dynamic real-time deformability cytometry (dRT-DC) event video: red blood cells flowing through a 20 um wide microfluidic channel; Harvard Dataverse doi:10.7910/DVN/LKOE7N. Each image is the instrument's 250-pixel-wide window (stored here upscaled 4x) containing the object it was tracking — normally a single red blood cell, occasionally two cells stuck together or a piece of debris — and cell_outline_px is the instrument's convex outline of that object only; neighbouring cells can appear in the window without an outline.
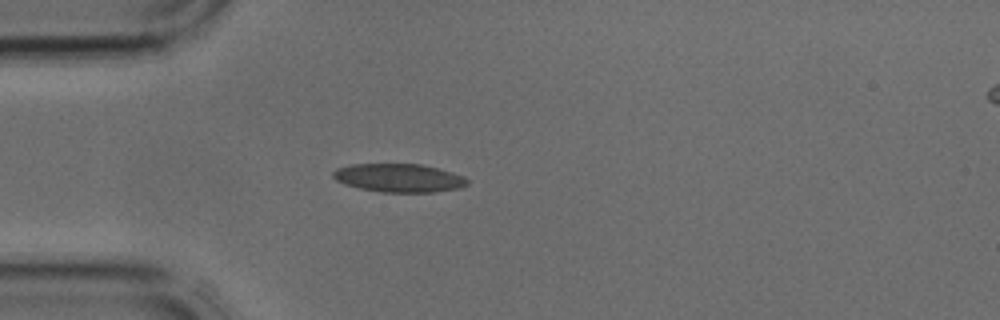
{"species": "common noctule bat (a hibernating species)", "species_latin": "Nyctalus noctula", "temperature_condition": "cold", "stored_images_in_passage": 1, "camera_frame_rate_fps": 3000, "um_per_image_px": 0.085, "animal": {"sex": "male", "body_mass_g": 17.9, "forearm_length_mm": 54.2}, "frame": {"image": 1, "passage_image": 1, "time_ms": 0.0, "image_size_px": [1000, 320], "cell_outline_px": [[468, 184], [460, 188], [436, 192], [380, 192], [360, 188], [344, 184], [336, 180], [332, 176], [332, 172], [336, 168], [352, 164], [420, 164], [452, 172], [464, 176], [468, 180]], "centroid_in_image_um": [33.9, 15.12], "position_along_channel_um": 51.1, "area_um2": 22.25}}